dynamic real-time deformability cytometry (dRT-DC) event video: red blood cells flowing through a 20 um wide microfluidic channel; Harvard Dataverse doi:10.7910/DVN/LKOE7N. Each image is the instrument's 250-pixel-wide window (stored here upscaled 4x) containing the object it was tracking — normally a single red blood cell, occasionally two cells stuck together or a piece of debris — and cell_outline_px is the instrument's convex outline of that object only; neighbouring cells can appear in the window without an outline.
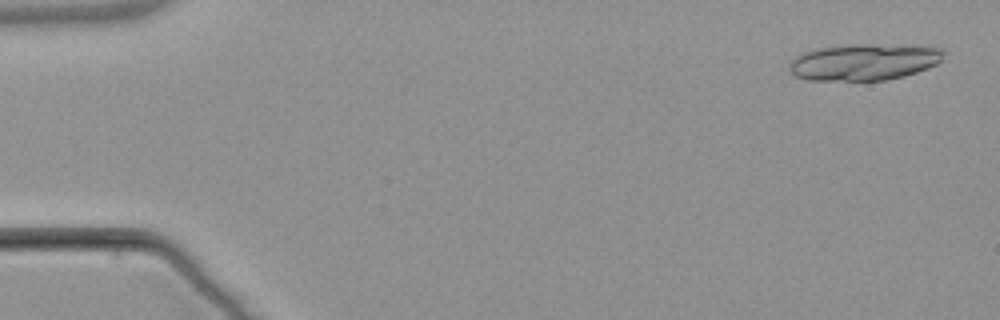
{"species": "common noctule bat (a hibernating species)", "species_latin": "Nyctalus noctula", "temperature_condition": "warm", "stored_images_in_passage": 7, "camera_frame_rate_fps": 3000, "um_per_image_px": 0.085, "animal": {"sex": "male", "body_mass_g": 21.5, "forearm_length_mm": 52.0}, "frame": {"image": 1, "passage_image": 1, "time_ms": 0.0, "image_size_px": [1000, 320], "cell_outline_px": [[944, 52], [940, 60], [936, 64], [928, 68], [904, 76], [884, 80], [808, 80], [796, 76], [788, 68], [788, 64], [792, 56], [800, 52], [816, 48], [856, 44], [868, 44], [944, 48]], "centroid_in_image_um": [73.35, 5.27], "position_along_channel_um": 11.6, "area_um2": 32.83}}